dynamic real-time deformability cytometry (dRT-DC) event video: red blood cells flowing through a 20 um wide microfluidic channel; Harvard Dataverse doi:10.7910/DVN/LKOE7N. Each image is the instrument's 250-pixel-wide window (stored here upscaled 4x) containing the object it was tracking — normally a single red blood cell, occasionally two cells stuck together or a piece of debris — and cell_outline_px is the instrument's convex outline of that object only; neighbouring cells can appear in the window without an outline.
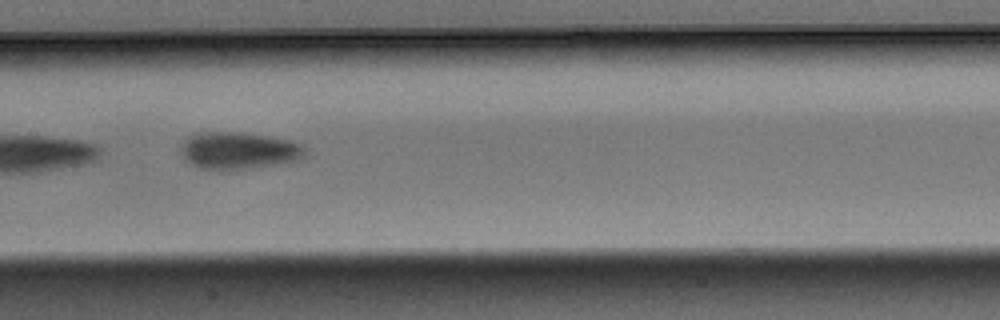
{"species": "Egyptian fruit bat (a non-hibernating species)", "species_latin": "Rousettus aegyptiacus", "temperature_condition": "warm", "stored_images_in_passage": 9, "camera_frame_rate_fps": 3000, "um_per_image_px": 0.085, "animal": {"sex": "male"}, "frame": {"image": 1, "passage_image": 7, "time_ms": 2.0, "image_size_px": [1000, 320], "cell_outline_px": [[304, 156], [296, 160], [276, 164], [252, 168], [220, 172], [200, 168], [184, 160], [180, 152], [180, 148], [188, 136], [192, 132], [240, 132], [288, 140], [300, 144], [304, 148]], "centroid_in_image_um": [20.18, 12.82], "position_along_channel_um": 187.2, "area_um2": 27.11}}
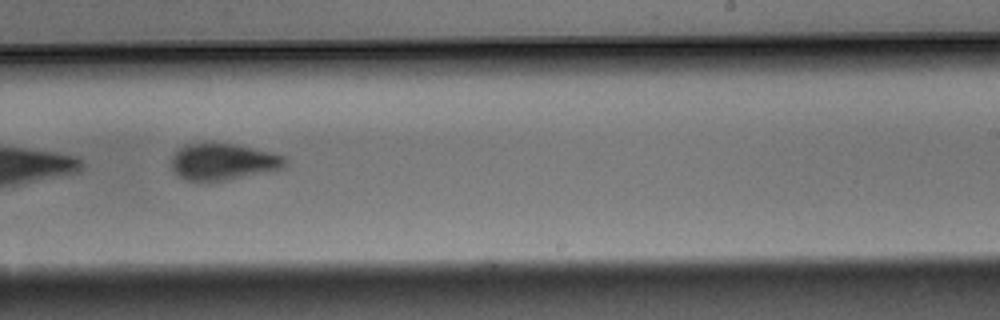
{"frame": {"image": 2, "passage_image": 9, "time_ms": 2.667, "image_size_px": [1000, 320], "cell_outline_px": [[288, 160], [284, 168], [228, 180], [208, 184], [188, 180], [180, 176], [172, 168], [172, 156], [184, 144], [232, 144], [284, 156]], "centroid_in_image_um": [18.95, 13.8], "position_along_channel_um": 270.1, "area_um2": 24.1}}